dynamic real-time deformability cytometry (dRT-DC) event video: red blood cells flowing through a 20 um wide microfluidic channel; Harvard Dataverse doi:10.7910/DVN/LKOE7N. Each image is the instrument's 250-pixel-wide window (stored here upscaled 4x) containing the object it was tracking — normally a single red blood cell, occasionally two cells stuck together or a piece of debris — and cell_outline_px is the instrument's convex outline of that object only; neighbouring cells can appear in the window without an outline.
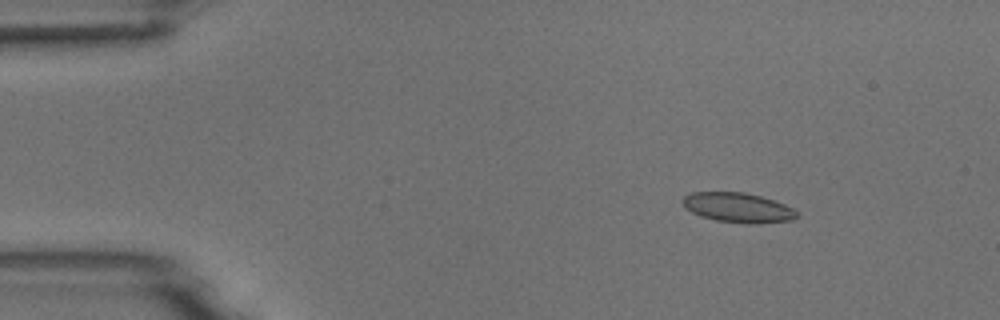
{"species": "common noctule bat (a hibernating species)", "species_latin": "Nyctalus noctula", "temperature_condition": "room temperature", "stored_images_in_passage": 6, "camera_frame_rate_fps": 3000, "um_per_image_px": 0.085, "animal": {"sex": "male", "body_mass_g": 18.8}, "frame": {"image": 1, "passage_image": 3, "time_ms": 2.333, "image_size_px": [1000, 320], "cell_outline_px": [[800, 216], [792, 220], [756, 224], [748, 224], [716, 220], [700, 216], [692, 212], [680, 200], [684, 196], [692, 192], [744, 192], [760, 196], [784, 204], [792, 208]], "centroid_in_image_um": [62.73, 17.65], "position_along_channel_um": 22.3, "area_um2": 19.71}}
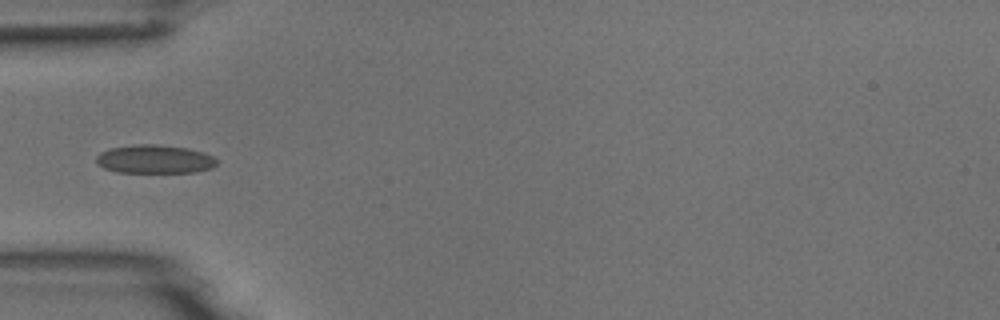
{"frame": {"image": 2, "passage_image": 6, "time_ms": 5.667, "image_size_px": [1000, 320], "cell_outline_px": [[216, 164], [212, 168], [196, 172], [116, 172], [104, 168], [96, 164], [96, 156], [100, 152], [108, 148], [136, 144], [156, 144], [188, 148], [204, 152], [212, 156], [216, 160]], "centroid_in_image_um": [13.11, 13.52], "position_along_channel_um": 71.9, "area_um2": 20.17}}